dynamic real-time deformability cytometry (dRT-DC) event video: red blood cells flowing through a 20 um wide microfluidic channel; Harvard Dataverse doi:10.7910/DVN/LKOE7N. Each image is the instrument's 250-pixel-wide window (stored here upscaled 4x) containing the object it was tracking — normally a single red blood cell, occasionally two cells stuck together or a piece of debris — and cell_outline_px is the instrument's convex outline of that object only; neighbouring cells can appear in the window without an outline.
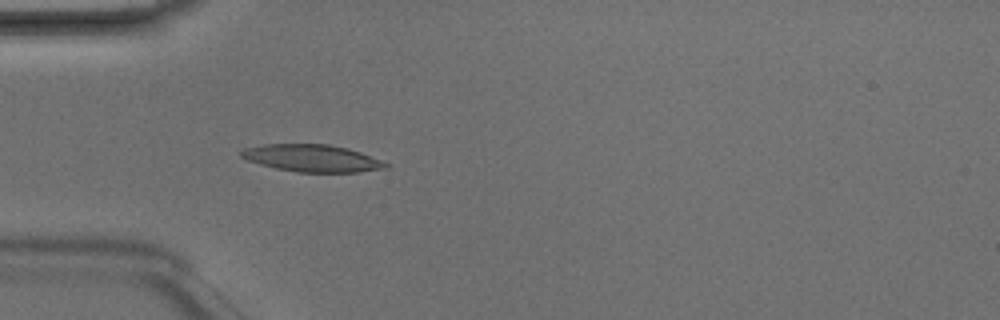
{"species": "Egyptian fruit bat (a non-hibernating species)", "species_latin": "Rousettus aegyptiacus", "temperature_condition": "room temperature", "stored_images_in_passage": 4, "camera_frame_rate_fps": 3000, "um_per_image_px": 0.085, "animal": {"sex": "male"}, "frame": {"image": 1, "passage_image": 4, "time_ms": 1.0, "image_size_px": [1000, 320], "cell_outline_px": [[388, 168], [356, 172], [296, 172], [276, 168], [260, 164], [248, 160], [240, 156], [240, 152], [244, 148], [264, 144], [328, 144], [348, 148], [360, 152], [380, 160], [388, 164]], "centroid_in_image_um": [26.51, 13.44], "position_along_channel_um": 58.5, "area_um2": 22.77}}